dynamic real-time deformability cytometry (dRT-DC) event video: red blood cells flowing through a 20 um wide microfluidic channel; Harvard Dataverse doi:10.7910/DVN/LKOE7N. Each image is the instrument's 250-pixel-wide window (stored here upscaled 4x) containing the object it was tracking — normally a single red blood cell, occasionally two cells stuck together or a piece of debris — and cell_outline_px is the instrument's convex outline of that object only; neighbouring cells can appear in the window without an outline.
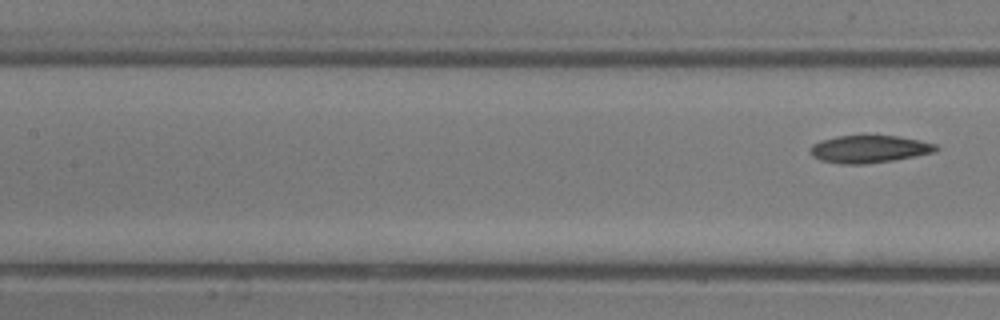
{"species": "common noctule bat (a hibernating species)", "species_latin": "Nyctalus noctula", "temperature_condition": "room temperature", "stored_images_in_passage": 7, "segment_of_instrument_passage": [2, 2], "camera_frame_rate_fps": 3000, "um_per_image_px": 0.085, "animal": {"sex": "male", "body_mass_g": 13.3}, "frame": {"image": 1, "passage_image": 7, "time_ms": 7.0, "image_size_px": [1000, 320], "cell_outline_px": [[940, 148], [936, 152], [892, 160], [864, 164], [840, 164], [820, 160], [812, 156], [808, 152], [812, 144], [820, 140], [836, 136], [896, 136], [920, 140], [936, 144]], "centroid_in_image_um": [73.85, 12.67], "position_along_channel_um": 133.5, "area_um2": 20.17}}